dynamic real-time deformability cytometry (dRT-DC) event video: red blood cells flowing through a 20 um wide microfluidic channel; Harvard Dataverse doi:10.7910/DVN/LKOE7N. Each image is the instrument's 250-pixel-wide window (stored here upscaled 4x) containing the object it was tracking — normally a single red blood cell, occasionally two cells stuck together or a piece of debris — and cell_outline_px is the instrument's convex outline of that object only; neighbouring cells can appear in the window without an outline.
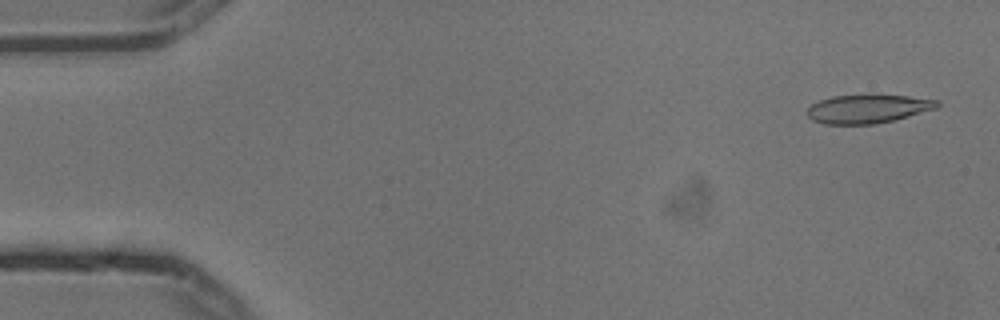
{"species": "common noctule bat (a hibernating species)", "species_latin": "Nyctalus noctula", "temperature_condition": "cold", "stored_images_in_passage": 4, "camera_frame_rate_fps": 3000, "um_per_image_px": 0.085, "animal": {"sex": "male", "body_mass_g": 13.3}, "frame": {"image": 1, "passage_image": 1, "time_ms": 0.0, "image_size_px": [1000, 320], "cell_outline_px": [[940, 104], [936, 108], [908, 116], [892, 120], [872, 124], [824, 124], [812, 120], [804, 112], [812, 104], [820, 100], [832, 96], [872, 92], [908, 96], [940, 100]], "centroid_in_image_um": [73.74, 9.2], "position_along_channel_um": 11.3, "area_um2": 22.37}}
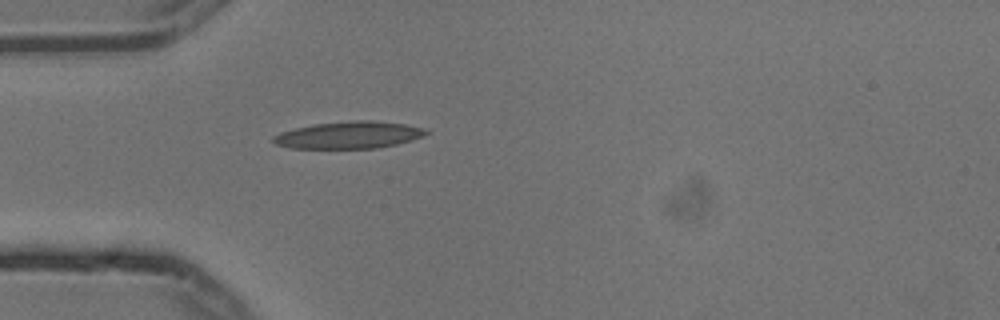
{"frame": {"image": 2, "passage_image": 4, "time_ms": 1.0, "image_size_px": [1000, 320], "cell_outline_px": [[432, 132], [424, 136], [412, 140], [396, 144], [376, 148], [292, 148], [276, 144], [272, 140], [272, 136], [280, 132], [312, 124], [352, 120], [372, 120], [404, 124], [424, 128]], "centroid_in_image_um": [29.68, 11.47], "position_along_channel_um": 55.3, "area_um2": 24.16}}